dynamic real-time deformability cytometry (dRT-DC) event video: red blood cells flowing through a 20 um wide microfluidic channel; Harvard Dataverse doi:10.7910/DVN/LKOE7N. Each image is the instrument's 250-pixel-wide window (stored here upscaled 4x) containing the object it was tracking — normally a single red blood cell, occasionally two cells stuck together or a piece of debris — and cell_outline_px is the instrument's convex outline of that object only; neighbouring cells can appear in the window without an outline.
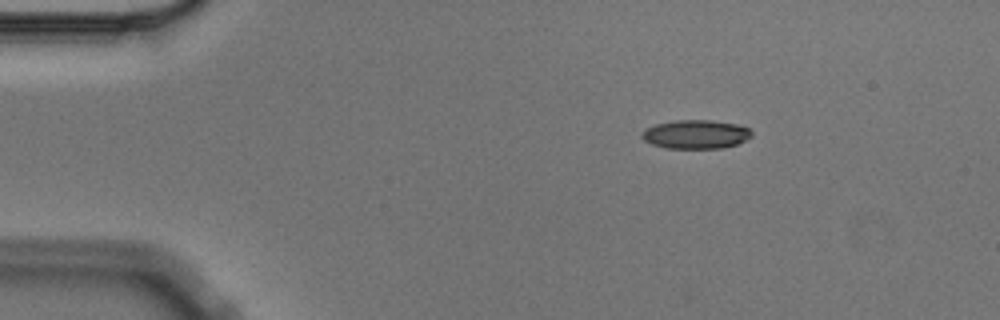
{"species": "Egyptian fruit bat (a non-hibernating species)", "species_latin": "Rousettus aegyptiacus", "temperature_condition": "cold", "stored_images_in_passage": 3, "camera_frame_rate_fps": 3000, "um_per_image_px": 0.085, "animal": {"sex": "male"}, "frame": {"image": 1, "passage_image": 1, "time_ms": 0.0, "image_size_px": [1000, 320], "cell_outline_px": [[752, 136], [736, 144], [720, 148], [664, 148], [652, 144], [644, 140], [640, 136], [640, 132], [644, 128], [656, 124], [676, 120], [712, 120], [736, 124], [748, 128], [752, 132]], "centroid_in_image_um": [59.09, 11.41], "position_along_channel_um": 25.9, "area_um2": 18.44}}